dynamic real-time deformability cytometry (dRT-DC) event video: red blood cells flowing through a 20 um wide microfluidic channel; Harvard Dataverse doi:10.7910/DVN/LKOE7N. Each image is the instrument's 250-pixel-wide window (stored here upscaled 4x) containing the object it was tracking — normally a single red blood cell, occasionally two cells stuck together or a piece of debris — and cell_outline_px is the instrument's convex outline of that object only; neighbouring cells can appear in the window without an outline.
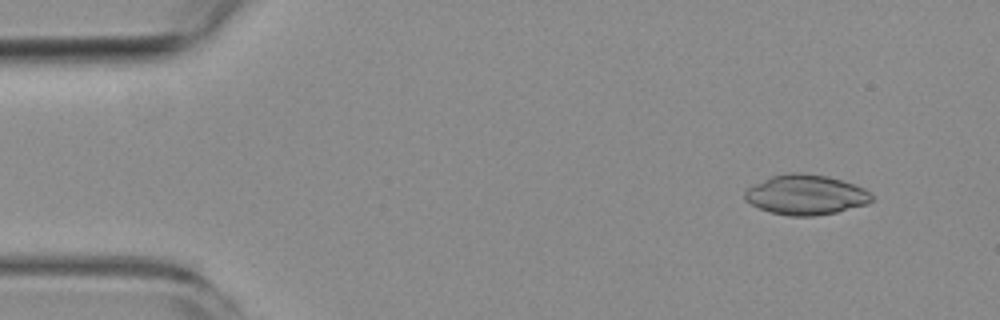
{"species": "common noctule bat (a hibernating species)", "species_latin": "Nyctalus noctula", "temperature_condition": "room temperature", "stored_images_in_passage": 5, "camera_frame_rate_fps": 3000, "um_per_image_px": 0.085, "animal": {"sex": "female", "body_mass_g": 19.3, "forearm_length_mm": 54.1}, "frame": {"image": 1, "passage_image": 2, "time_ms": 1.0, "image_size_px": [1000, 320], "cell_outline_px": [[872, 200], [868, 204], [836, 212], [812, 216], [788, 216], [768, 212], [744, 200], [744, 192], [748, 188], [772, 176], [788, 172], [804, 172], [828, 176], [844, 180], [864, 188], [872, 196]], "centroid_in_image_um": [68.5, 16.55], "position_along_channel_um": 16.5, "area_um2": 29.65}}